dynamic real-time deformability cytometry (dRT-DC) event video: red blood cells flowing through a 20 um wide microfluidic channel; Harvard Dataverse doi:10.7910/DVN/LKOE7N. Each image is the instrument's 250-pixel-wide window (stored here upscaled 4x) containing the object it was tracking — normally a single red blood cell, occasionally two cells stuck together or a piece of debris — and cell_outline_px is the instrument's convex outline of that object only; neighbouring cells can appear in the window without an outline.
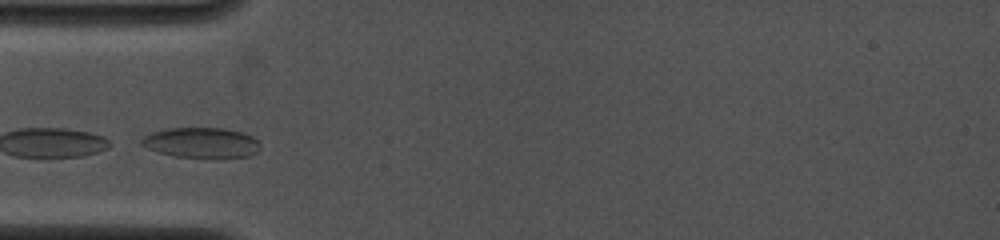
{"species": "common noctule bat (a hibernating species)", "species_latin": "Nyctalus noctula", "temperature_condition": "cold", "stored_images_in_passage": 21, "camera_frame_rate_fps": 4000, "um_per_image_px": 0.085, "animal": {"sex": "female", "body_mass_g": 19.0, "forearm_length_mm": 53.3}, "frame": {"image": 1, "passage_image": 1, "time_ms": 0.0, "image_size_px": [1000, 240], "cell_outline_px": [[260, 144], [256, 152], [248, 156], [176, 156], [160, 152], [148, 148], [140, 144], [140, 140], [144, 136], [152, 132], [164, 128], [224, 128], [240, 132], [252, 136]], "centroid_in_image_um": [17.07, 12.09], "position_along_channel_um": 67.9, "area_um2": 20.35}}